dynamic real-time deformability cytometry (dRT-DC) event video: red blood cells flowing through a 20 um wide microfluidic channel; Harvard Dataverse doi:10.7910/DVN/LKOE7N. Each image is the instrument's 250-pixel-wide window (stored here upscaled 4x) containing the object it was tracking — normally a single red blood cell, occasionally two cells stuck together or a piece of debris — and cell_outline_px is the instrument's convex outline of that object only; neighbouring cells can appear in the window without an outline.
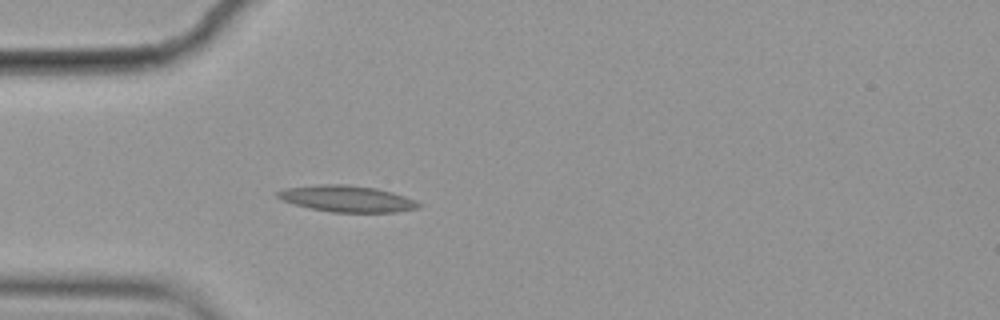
{"species": "common noctule bat (a hibernating species)", "species_latin": "Nyctalus noctula", "temperature_condition": "cold", "stored_images_in_passage": 4, "camera_frame_rate_fps": 3000, "um_per_image_px": 0.085, "animal": {"sex": "female", "body_mass_g": 19.9}, "frame": {"image": 1, "passage_image": 4, "time_ms": 1.0, "image_size_px": [1000, 320], "cell_outline_px": [[424, 204], [420, 208], [396, 212], [332, 212], [308, 208], [284, 200], [276, 196], [276, 192], [284, 188], [320, 184], [344, 184], [376, 188], [392, 192], [404, 196]], "centroid_in_image_um": [29.52, 16.89], "position_along_channel_um": 55.5, "area_um2": 21.68}}